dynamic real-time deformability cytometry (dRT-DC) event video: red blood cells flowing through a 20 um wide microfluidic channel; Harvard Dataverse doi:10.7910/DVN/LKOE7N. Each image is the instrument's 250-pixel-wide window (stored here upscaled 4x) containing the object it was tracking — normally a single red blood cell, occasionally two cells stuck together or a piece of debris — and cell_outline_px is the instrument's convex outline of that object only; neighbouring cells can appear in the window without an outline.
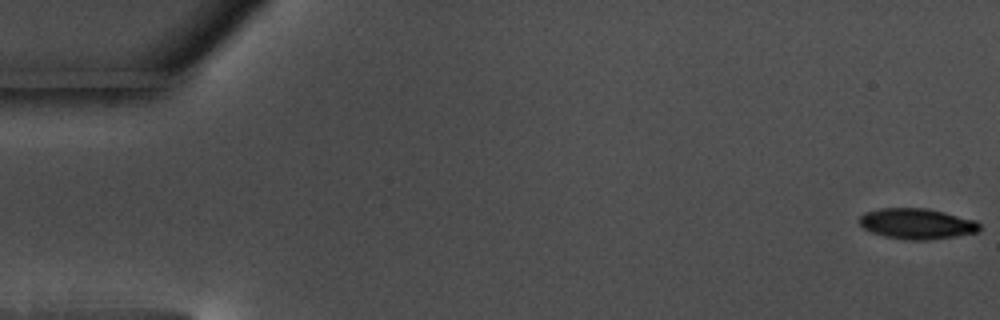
{"species": "common noctule bat (a hibernating species)", "species_latin": "Nyctalus noctula", "temperature_condition": "warm", "stored_images_in_passage": 18, "camera_frame_rate_fps": 3000, "um_per_image_px": 0.085, "animal": {"sex": "male", "body_mass_g": 17.5, "forearm_length_mm": 52.3}, "frame": {"image": 1, "passage_image": 1, "time_ms": 0.0, "image_size_px": [1000, 320], "cell_outline_px": [[980, 232], [956, 236], [928, 240], [908, 240], [884, 236], [872, 232], [864, 228], [860, 224], [860, 216], [864, 212], [880, 208], [928, 208], [976, 220], [980, 224]], "centroid_in_image_um": [77.96, 19.01], "position_along_channel_um": 7.0, "area_um2": 21.56}}
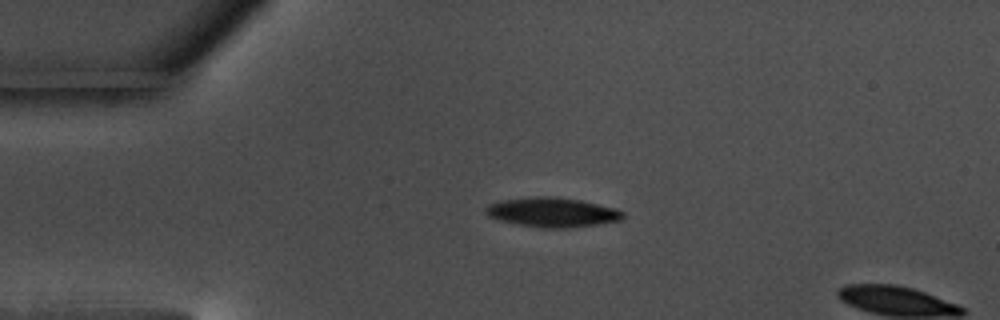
{"frame": {"image": 2, "passage_image": 14, "time_ms": 4.333, "image_size_px": [1000, 320], "cell_outline_px": [[624, 216], [620, 220], [596, 224], [564, 228], [544, 228], [516, 224], [500, 220], [488, 216], [484, 212], [484, 208], [488, 204], [500, 200], [536, 196], [556, 196], [580, 200], [616, 208], [624, 212]], "centroid_in_image_um": [46.9, 18.03], "position_along_channel_um": 38.1, "area_um2": 23.64}}